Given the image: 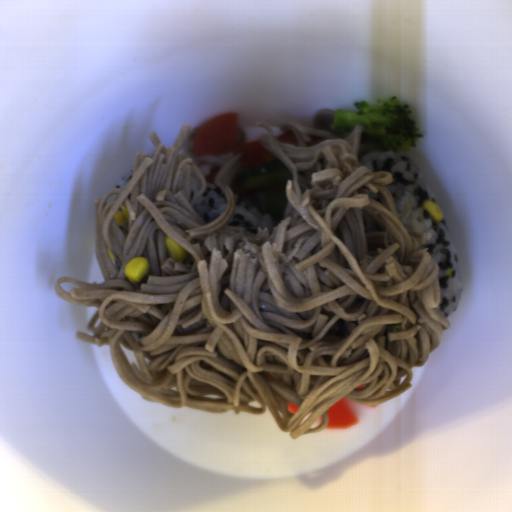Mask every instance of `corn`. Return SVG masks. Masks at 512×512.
<instances>
[{
	"label": "corn",
	"mask_w": 512,
	"mask_h": 512,
	"mask_svg": "<svg viewBox=\"0 0 512 512\" xmlns=\"http://www.w3.org/2000/svg\"><path fill=\"white\" fill-rule=\"evenodd\" d=\"M107 254H108L110 260L113 261L115 259V254L109 248H107Z\"/></svg>",
	"instance_id": "5"
},
{
	"label": "corn",
	"mask_w": 512,
	"mask_h": 512,
	"mask_svg": "<svg viewBox=\"0 0 512 512\" xmlns=\"http://www.w3.org/2000/svg\"><path fill=\"white\" fill-rule=\"evenodd\" d=\"M164 240L172 260L177 263L186 262L188 256L190 255L187 248L175 242L168 236L164 237Z\"/></svg>",
	"instance_id": "2"
},
{
	"label": "corn",
	"mask_w": 512,
	"mask_h": 512,
	"mask_svg": "<svg viewBox=\"0 0 512 512\" xmlns=\"http://www.w3.org/2000/svg\"><path fill=\"white\" fill-rule=\"evenodd\" d=\"M150 272L147 258L136 256L128 261L125 275L132 284H139Z\"/></svg>",
	"instance_id": "1"
},
{
	"label": "corn",
	"mask_w": 512,
	"mask_h": 512,
	"mask_svg": "<svg viewBox=\"0 0 512 512\" xmlns=\"http://www.w3.org/2000/svg\"><path fill=\"white\" fill-rule=\"evenodd\" d=\"M129 219V210L126 205L119 206L115 216L114 220L119 225Z\"/></svg>",
	"instance_id": "4"
},
{
	"label": "corn",
	"mask_w": 512,
	"mask_h": 512,
	"mask_svg": "<svg viewBox=\"0 0 512 512\" xmlns=\"http://www.w3.org/2000/svg\"><path fill=\"white\" fill-rule=\"evenodd\" d=\"M423 207L435 222H441L444 215L442 214L439 206L432 201H424Z\"/></svg>",
	"instance_id": "3"
}]
</instances>
